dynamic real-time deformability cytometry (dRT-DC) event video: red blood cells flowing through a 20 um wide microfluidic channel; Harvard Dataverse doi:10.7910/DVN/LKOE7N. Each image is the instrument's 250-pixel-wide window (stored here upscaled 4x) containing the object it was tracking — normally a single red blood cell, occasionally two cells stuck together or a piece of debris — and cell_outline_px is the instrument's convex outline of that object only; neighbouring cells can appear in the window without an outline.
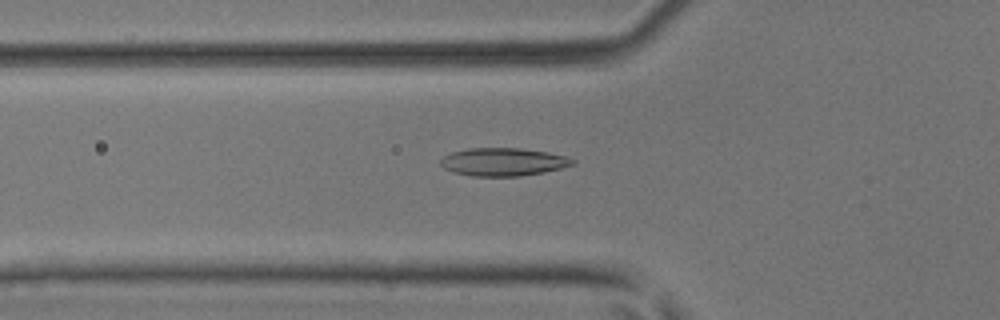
{"species": "common noctule bat (a hibernating species)", "species_latin": "Nyctalus noctula", "temperature_condition": "room temperature", "stored_images_in_passage": 47, "camera_frame_rate_fps": 3000, "um_per_image_px": 0.085, "animal": {"sex": "male", "body_mass_g": 17.9, "forearm_length_mm": 54.2}, "frame": {"image": 1, "passage_image": 17, "time_ms": 5.333, "image_size_px": [1000, 320], "cell_outline_px": [[576, 164], [544, 172], [520, 176], [472, 176], [452, 172], [444, 168], [440, 164], [440, 160], [444, 156], [452, 152], [468, 148], [520, 148], [544, 152], [564, 156], [576, 160]], "centroid_in_image_um": [42.75, 13.76], "position_along_channel_um": 83.1, "area_um2": 21.44}}
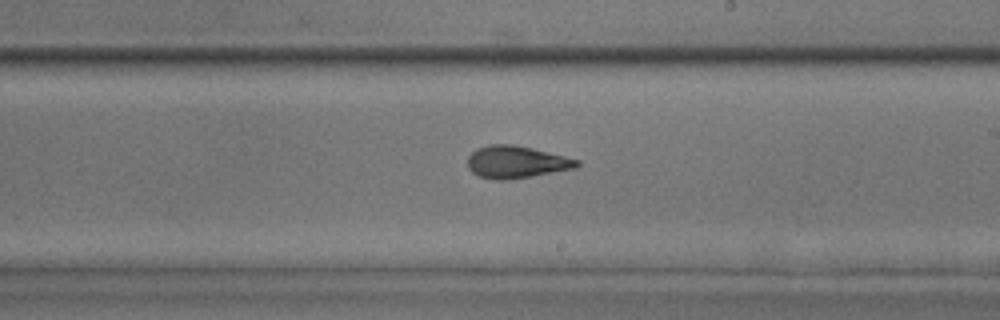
{"frame": {"image": 2, "passage_image": 28, "time_ms": 9.0, "image_size_px": [1000, 320], "cell_outline_px": [[580, 164], [576, 168], [504, 180], [492, 180], [480, 176], [472, 172], [468, 168], [468, 156], [476, 148], [488, 144], [512, 144], [532, 148], [580, 160]], "centroid_in_image_um": [43.85, 13.76], "position_along_channel_um": 245.2, "area_um2": 20.4}}
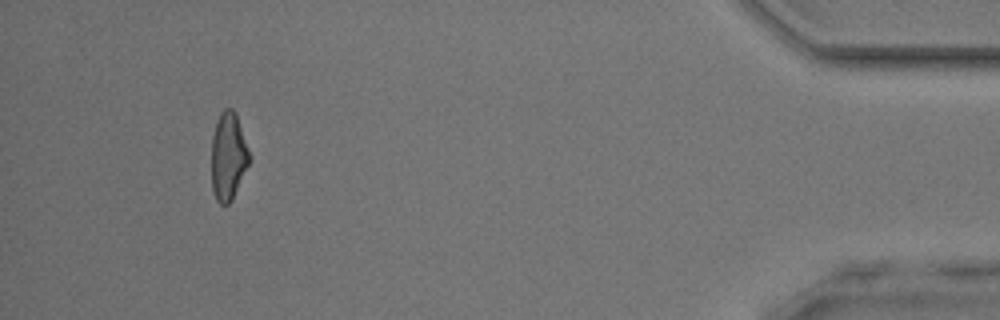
{"frame": {"image": 3, "passage_image": 44, "time_ms": 14.333, "image_size_px": [1000, 320], "cell_outline_px": [[252, 160], [232, 200], [228, 204], [220, 204], [216, 200], [212, 188], [212, 136], [216, 120], [220, 112], [224, 108], [232, 108], [236, 112], [252, 156]], "centroid_in_image_um": [19.44, 13.26], "position_along_channel_um": 415.8, "area_um2": 19.94}}